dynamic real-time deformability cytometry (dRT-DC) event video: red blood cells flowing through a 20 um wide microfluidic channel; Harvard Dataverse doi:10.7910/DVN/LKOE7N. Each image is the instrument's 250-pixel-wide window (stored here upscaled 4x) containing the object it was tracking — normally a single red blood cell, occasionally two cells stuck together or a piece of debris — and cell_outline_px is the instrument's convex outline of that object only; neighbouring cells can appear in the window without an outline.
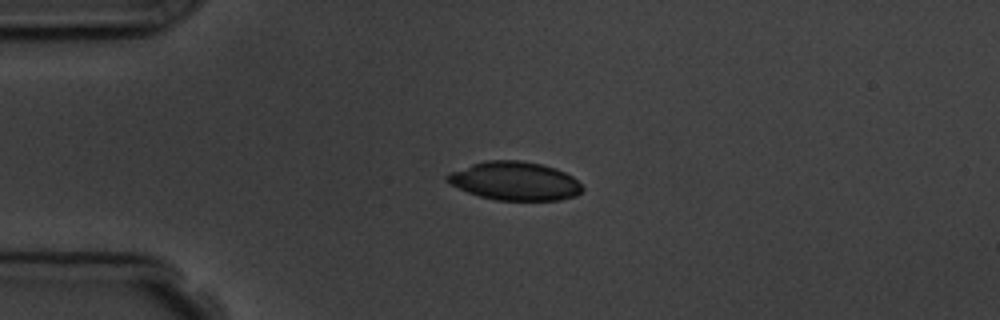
{"species": "common noctule bat (a hibernating species)", "species_latin": "Nyctalus noctula", "temperature_condition": "room temperature", "stored_images_in_passage": 7, "camera_frame_rate_fps": 3000, "um_per_image_px": 0.085, "animal": {"sex": "male", "body_mass_g": 19.5, "forearm_length_mm": 54.6}, "frame": {"image": 1, "passage_image": 4, "time_ms": 3.333, "image_size_px": [1000, 320], "cell_outline_px": [[584, 188], [576, 196], [560, 200], [496, 200], [480, 196], [468, 192], [444, 180], [444, 176], [448, 172], [484, 160], [520, 160], [540, 164], [556, 168], [572, 176]], "centroid_in_image_um": [43.74, 15.38], "position_along_channel_um": 41.3, "area_um2": 30.35}}